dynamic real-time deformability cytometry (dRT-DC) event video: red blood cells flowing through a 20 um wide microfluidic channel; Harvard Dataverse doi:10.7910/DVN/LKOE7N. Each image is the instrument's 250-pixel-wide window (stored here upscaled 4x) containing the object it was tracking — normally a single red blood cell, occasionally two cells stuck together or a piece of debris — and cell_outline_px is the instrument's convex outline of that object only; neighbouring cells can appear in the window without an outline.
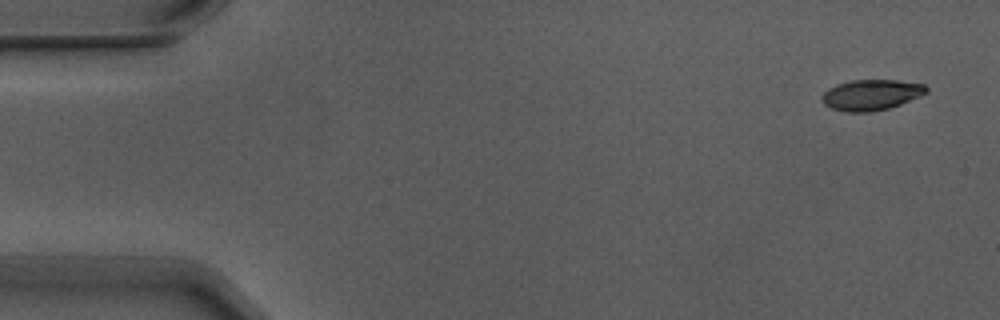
{"species": "Egyptian fruit bat (a non-hibernating species)", "species_latin": "Rousettus aegyptiacus", "temperature_condition": "warm", "stored_images_in_passage": 4, "camera_frame_rate_fps": 3000, "um_per_image_px": 0.085, "animal": {"sex": "male"}, "frame": {"image": 1, "passage_image": 1, "time_ms": 0.0, "image_size_px": [1000, 320], "cell_outline_px": [[928, 92], [920, 96], [900, 104], [888, 108], [868, 112], [848, 112], [832, 108], [824, 104], [820, 100], [820, 96], [828, 88], [852, 80], [896, 80], [924, 84], [928, 88]], "centroid_in_image_um": [74.04, 8.06], "position_along_channel_um": 11.0, "area_um2": 18.55}}
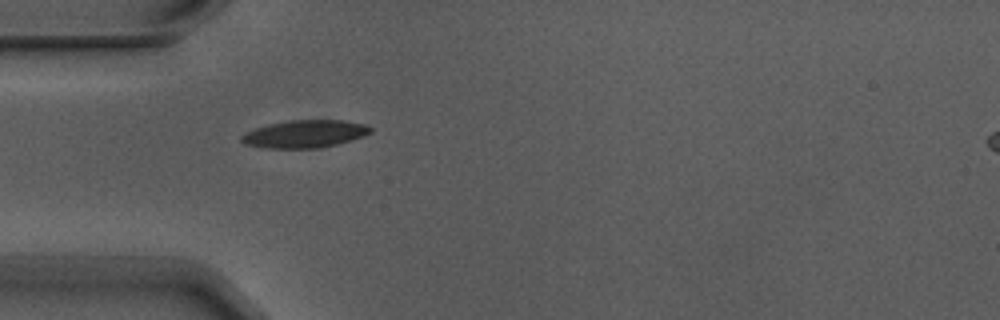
{"frame": {"image": 2, "passage_image": 4, "time_ms": 1.0, "image_size_px": [1000, 320], "cell_outline_px": [[372, 132], [364, 136], [352, 140], [320, 148], [264, 148], [244, 144], [240, 140], [240, 136], [256, 128], [268, 124], [288, 120], [344, 120], [364, 124], [372, 128]], "centroid_in_image_um": [25.91, 11.38], "position_along_channel_um": 59.1, "area_um2": 20.81}}